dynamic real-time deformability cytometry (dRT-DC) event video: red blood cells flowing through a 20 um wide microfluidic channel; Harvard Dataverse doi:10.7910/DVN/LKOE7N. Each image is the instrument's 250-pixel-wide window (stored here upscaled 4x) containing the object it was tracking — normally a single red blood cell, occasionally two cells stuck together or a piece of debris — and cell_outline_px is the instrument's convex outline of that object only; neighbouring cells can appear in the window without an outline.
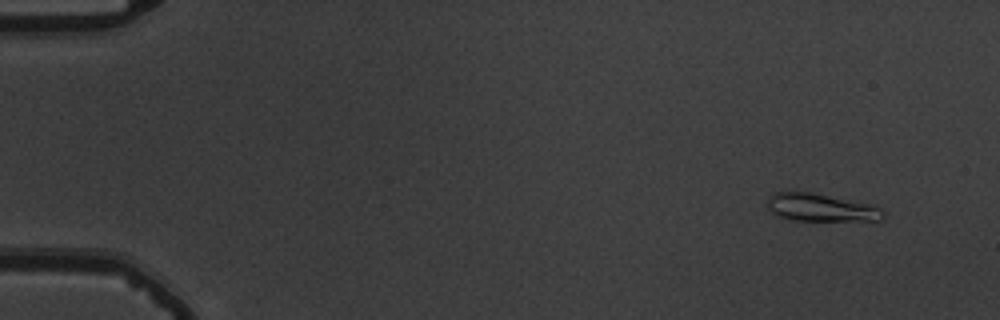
{"species": "common noctule bat (a hibernating species)", "species_latin": "Nyctalus noctula", "temperature_condition": "warm", "stored_images_in_passage": 54, "camera_frame_rate_fps": 3000, "um_per_image_px": 0.085, "animal": {"sex": "male", "body_mass_g": 19.5, "forearm_length_mm": 54.6}, "frame": {"image": 1, "passage_image": 4, "time_ms": 1.0, "image_size_px": [1000, 320], "cell_outline_px": [[884, 216], [880, 220], [788, 220], [776, 216], [772, 212], [768, 204], [768, 196], [772, 192], [812, 192], [860, 200], [876, 204], [884, 212]], "centroid_in_image_um": [69.82, 17.62], "position_along_channel_um": 15.2, "area_um2": 19.19}}
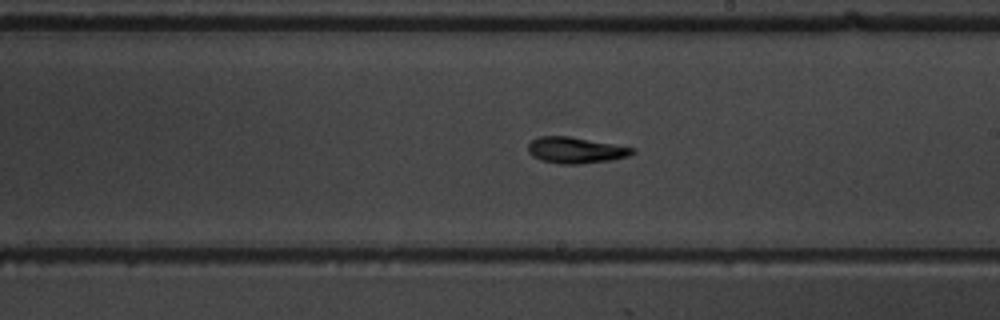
{"frame": {"image": 2, "passage_image": 32, "time_ms": 10.333, "image_size_px": [1000, 320], "cell_outline_px": [[636, 152], [628, 156], [612, 160], [580, 164], [560, 164], [540, 160], [532, 156], [528, 152], [528, 144], [532, 140], [540, 136], [568, 136], [636, 148]], "centroid_in_image_um": [48.93, 12.77], "position_along_channel_um": 240.1, "area_um2": 15.95}}
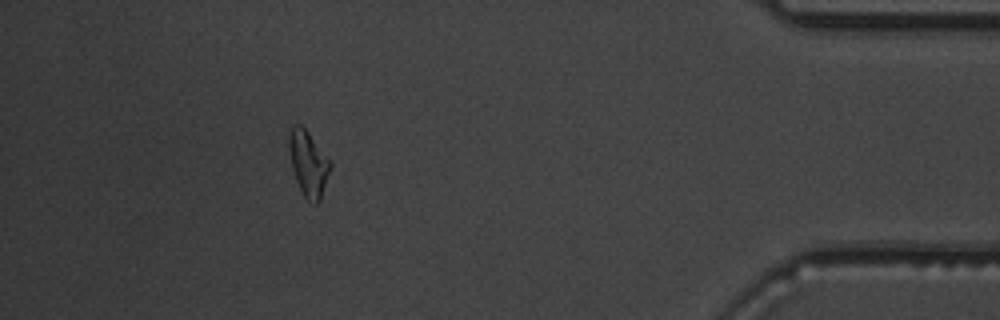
{"frame": {"image": 3, "passage_image": 49, "time_ms": 16.0, "image_size_px": [1000, 320], "cell_outline_px": [[332, 164], [320, 200], [316, 204], [312, 204], [304, 196], [296, 180], [292, 168], [288, 148], [288, 136], [292, 124], [300, 124], [308, 132]], "centroid_in_image_um": [26.18, 13.88], "position_along_channel_um": 409.0, "area_um2": 15.55}, "authors_computed_cell_mechanics": {"area_um2": 15.7794, "velocity_mm_per_s": 3.8027, "shape_relaxation_time_tau1_ms": 4.1597, "shape_relaxation_time_tau2_ms": 5.5957, "deformation_change_tau1": 0.1535, "deformation_change_tau2": 0.1522}}